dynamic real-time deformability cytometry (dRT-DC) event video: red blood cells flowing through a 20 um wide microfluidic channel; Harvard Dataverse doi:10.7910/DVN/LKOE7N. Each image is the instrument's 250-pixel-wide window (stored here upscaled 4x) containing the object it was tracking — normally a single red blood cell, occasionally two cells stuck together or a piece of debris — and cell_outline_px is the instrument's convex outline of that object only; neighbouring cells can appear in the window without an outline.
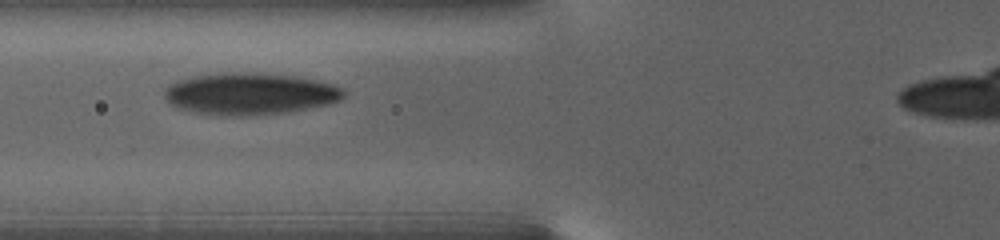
{"species": "human", "species_latin": "Homo sapiens", "temperature_condition": "warm", "stored_images_in_passage": 14, "camera_frame_rate_fps": 3000, "um_per_image_px": 0.085, "donor": {"sex": "female"}, "frame": {"image": 1, "passage_image": 10, "time_ms": 6.0, "image_size_px": [1000, 240], "cell_outline_px": [[344, 96], [340, 100], [328, 104], [288, 112], [248, 116], [224, 116], [196, 112], [180, 108], [172, 104], [164, 96], [164, 92], [168, 84], [176, 80], [196, 76], [220, 72], [264, 72], [296, 76], [316, 80], [332, 84], [340, 88], [344, 92]], "centroid_in_image_um": [21.23, 7.96], "position_along_channel_um": 104.6, "area_um2": 43.93}}
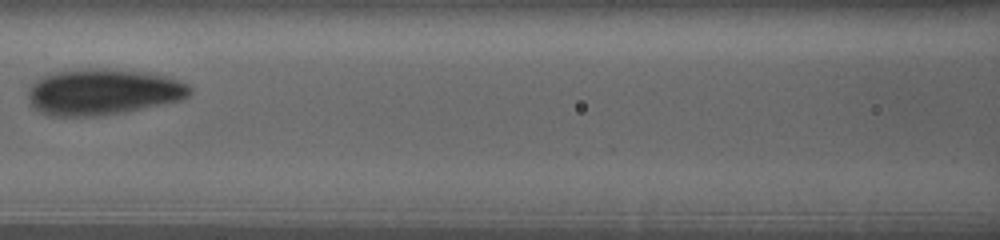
{"frame": {"image": 2, "passage_image": 12, "time_ms": 8.0, "image_size_px": [1000, 240], "cell_outline_px": [[192, 92], [188, 96], [180, 100], [124, 112], [96, 116], [52, 116], [40, 112], [32, 104], [28, 96], [28, 92], [32, 84], [36, 80], [44, 76], [56, 72], [80, 68], [104, 68], [148, 72], [168, 76], [188, 84], [192, 88]], "centroid_in_image_um": [8.78, 7.8], "position_along_channel_um": 157.8, "area_um2": 43.47}}
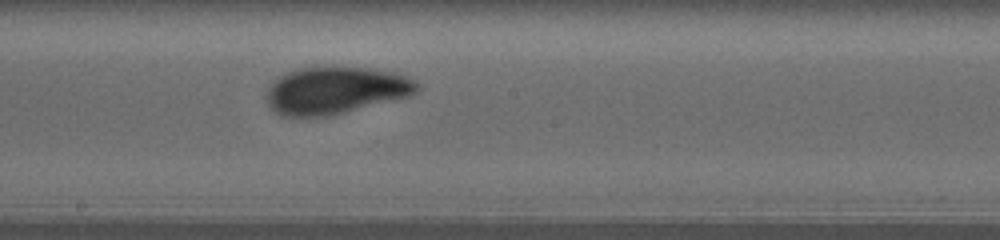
{"frame": {"image": 3, "passage_image": 14, "time_ms": 10.333, "image_size_px": [1000, 240], "cell_outline_px": [[420, 88], [416, 92], [408, 96], [344, 112], [324, 116], [280, 116], [268, 104], [268, 88], [280, 76], [288, 72], [300, 68], [368, 68], [392, 72], [416, 80], [420, 84]], "centroid_in_image_um": [28.54, 7.69], "position_along_channel_um": 219.7, "area_um2": 40.46}}